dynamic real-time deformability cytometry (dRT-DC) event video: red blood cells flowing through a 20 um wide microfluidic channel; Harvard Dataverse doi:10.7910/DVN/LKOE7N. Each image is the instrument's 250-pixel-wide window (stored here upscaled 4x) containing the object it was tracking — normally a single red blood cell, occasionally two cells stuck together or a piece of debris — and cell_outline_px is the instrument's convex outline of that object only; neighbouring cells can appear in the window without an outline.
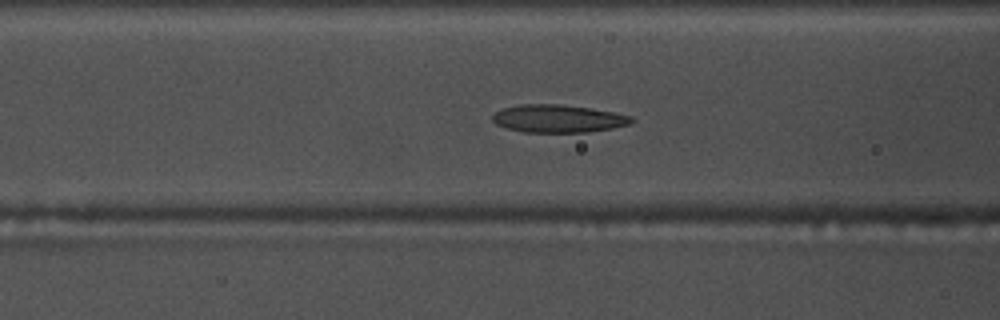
{"species": "common noctule bat (a hibernating species)", "species_latin": "Nyctalus noctula", "temperature_condition": "warm", "stored_images_in_passage": 54, "camera_frame_rate_fps": 3000, "um_per_image_px": 0.085, "animal": {"sex": "male", "body_mass_g": 17.5, "forearm_length_mm": 52.3}, "frame": {"image": 1, "passage_image": 21, "time_ms": 6.667, "image_size_px": [1000, 320], "cell_outline_px": [[636, 120], [632, 124], [612, 128], [588, 132], [524, 132], [508, 128], [496, 124], [492, 120], [492, 116], [496, 112], [504, 108], [520, 104], [560, 104], [592, 108], [632, 116]], "centroid_in_image_um": [47.49, 10.08], "position_along_channel_um": 119.1, "area_um2": 22.54}}
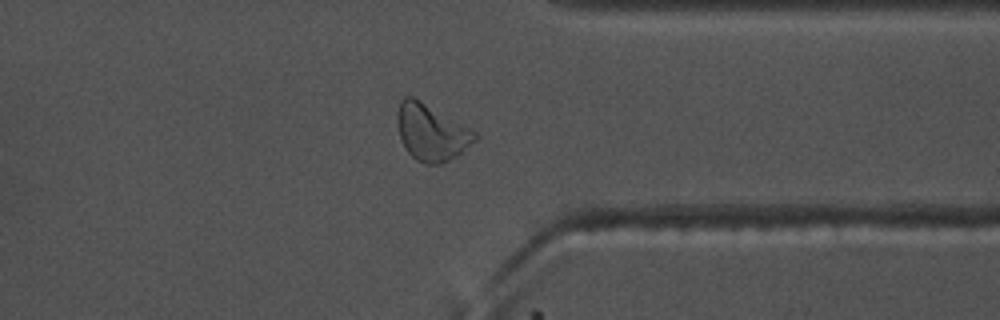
{"frame": {"image": 2, "passage_image": 42, "time_ms": 13.667, "image_size_px": [1000, 320], "cell_outline_px": [[480, 136], [476, 140], [456, 156], [440, 164], [424, 164], [416, 160], [408, 152], [400, 136], [396, 124], [396, 112], [400, 100], [404, 96], [412, 96], [420, 100], [476, 132]], "centroid_in_image_um": [36.63, 11.24], "position_along_channel_um": 374.8, "area_um2": 25.37}}
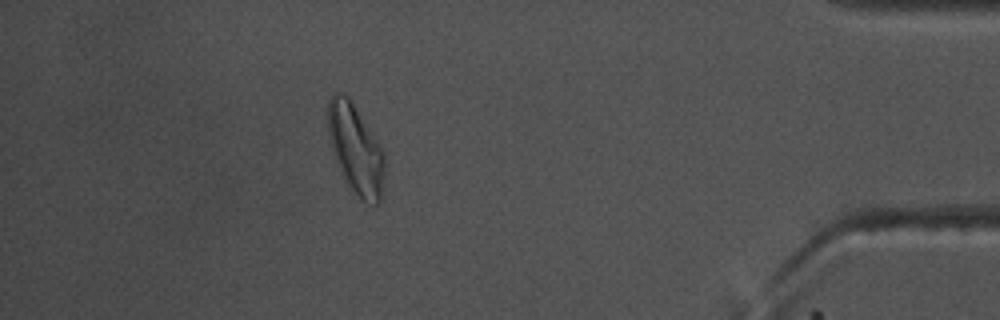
{"frame": {"image": 3, "passage_image": 48, "time_ms": 15.667, "image_size_px": [1000, 320], "cell_outline_px": [[384, 176], [380, 204], [372, 204], [360, 200], [348, 188], [340, 172], [332, 152], [328, 132], [328, 100], [332, 92], [340, 92], [348, 96], [380, 144], [384, 152]], "centroid_in_image_um": [30.22, 12.71], "position_along_channel_um": 405.0, "area_um2": 29.94}, "authors_computed_cell_mechanics": {"area_um2": 23.0044, "velocity_mm_per_s": 3.7114, "shape_relaxation_time_tau1_ms": 4.4627, "shape_relaxation_time_tau2_ms": 1.7251, "deformation_change_tau1": 0.1659, "deformation_change_tau2": 0.0967}}